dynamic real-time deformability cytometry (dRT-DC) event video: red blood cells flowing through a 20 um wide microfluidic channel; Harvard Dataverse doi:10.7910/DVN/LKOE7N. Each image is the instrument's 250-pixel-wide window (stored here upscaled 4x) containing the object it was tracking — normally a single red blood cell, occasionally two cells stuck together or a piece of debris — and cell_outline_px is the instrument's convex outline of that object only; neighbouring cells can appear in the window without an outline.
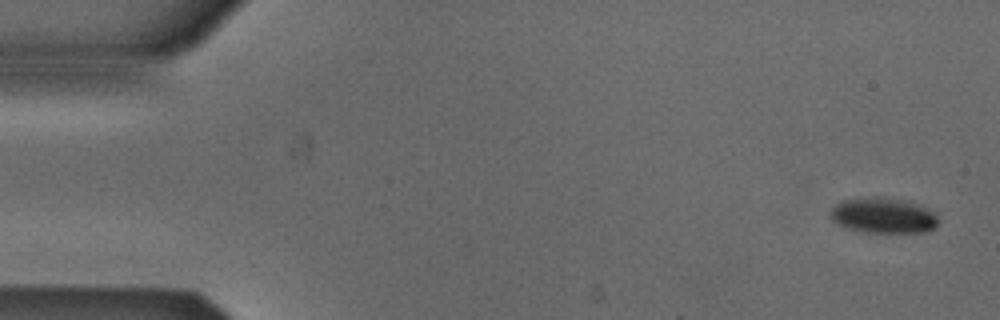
{"species": "Egyptian fruit bat (a non-hibernating species)", "species_latin": "Rousettus aegyptiacus", "temperature_condition": "cold", "stored_images_in_passage": 4, "camera_frame_rate_fps": 3000, "um_per_image_px": 0.085, "animal": {"sex": "male"}, "frame": {"image": 1, "passage_image": 1, "time_ms": 0.0, "image_size_px": [1000, 320], "cell_outline_px": [[940, 220], [936, 228], [928, 232], [868, 232], [852, 228], [840, 224], [832, 220], [828, 216], [828, 212], [840, 200], [860, 196], [884, 196], [912, 200], [920, 204], [932, 212]], "centroid_in_image_um": [75.1, 18.26], "position_along_channel_um": 9.9, "area_um2": 22.95}}
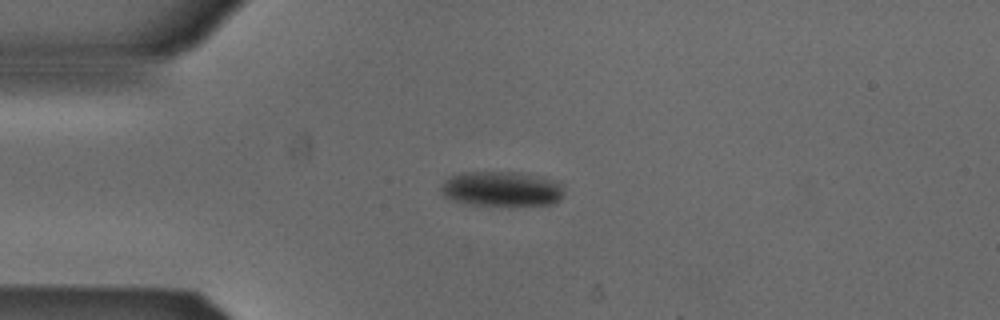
{"frame": {"image": 2, "passage_image": 4, "time_ms": 1.0, "image_size_px": [1000, 320], "cell_outline_px": [[564, 192], [552, 204], [468, 204], [452, 200], [444, 196], [440, 192], [440, 188], [444, 180], [460, 172], [512, 172], [544, 176], [556, 180], [560, 184]], "centroid_in_image_um": [42.59, 16.02], "position_along_channel_um": 42.4, "area_um2": 24.74}}